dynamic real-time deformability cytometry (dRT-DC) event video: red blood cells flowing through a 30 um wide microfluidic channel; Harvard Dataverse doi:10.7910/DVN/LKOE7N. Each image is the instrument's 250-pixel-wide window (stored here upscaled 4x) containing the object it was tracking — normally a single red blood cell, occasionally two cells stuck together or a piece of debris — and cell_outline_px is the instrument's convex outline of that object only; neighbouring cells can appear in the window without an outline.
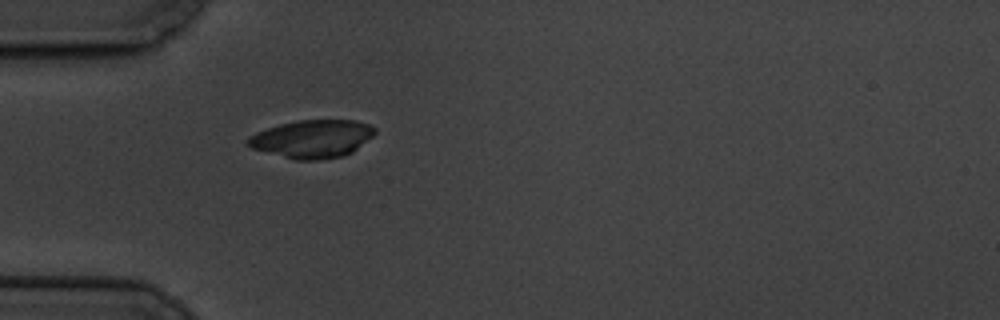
{"species": "common noctule bat (a hibernating species)", "species_latin": "Nyctalus noctula", "temperature_condition": "cold", "stored_images_in_passage": 1, "camera_frame_rate_fps": 3000, "um_per_image_px": 0.085, "animal": {"sex": "male", "body_mass_g": 19.5, "forearm_length_mm": 54.6}, "frame": {"image": 1, "passage_image": 1, "time_ms": 0.0, "image_size_px": [1000, 320], "cell_outline_px": [[376, 132], [372, 136], [352, 152], [344, 156], [316, 160], [296, 160], [252, 148], [248, 144], [248, 136], [256, 132], [280, 124], [296, 120], [356, 120], [368, 124], [376, 128]], "centroid_in_image_um": [26.56, 11.79], "position_along_channel_um": 58.4, "area_um2": 27.92}}